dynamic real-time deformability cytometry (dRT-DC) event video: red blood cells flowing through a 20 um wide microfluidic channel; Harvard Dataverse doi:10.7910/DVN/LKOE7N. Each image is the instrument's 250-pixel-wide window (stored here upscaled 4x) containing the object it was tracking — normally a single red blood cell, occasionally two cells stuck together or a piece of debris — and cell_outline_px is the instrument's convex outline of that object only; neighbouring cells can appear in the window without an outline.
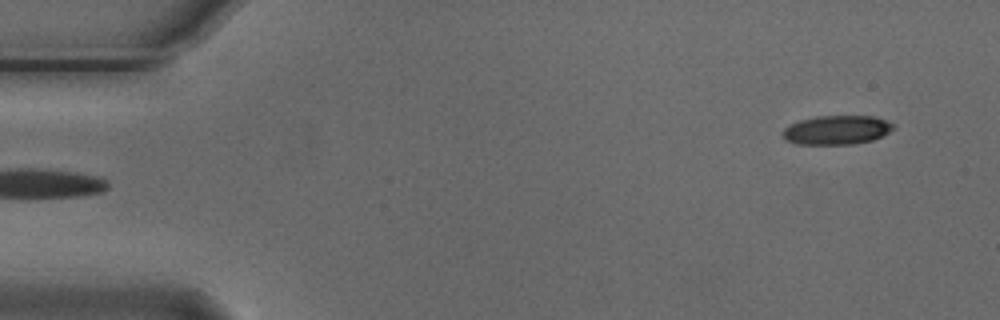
{"species": "Egyptian fruit bat (a non-hibernating species)", "species_latin": "Rousettus aegyptiacus", "temperature_condition": "cold", "stored_images_in_passage": 4, "segment_of_instrument_passage": [2, 2], "camera_frame_rate_fps": 3000, "um_per_image_px": 0.085, "animal": {"sex": "male"}, "frame": {"image": 1, "passage_image": 4, "time_ms": 1.0, "image_size_px": [1000, 320], "cell_outline_px": [[892, 128], [888, 132], [872, 140], [852, 144], [796, 144], [784, 140], [784, 128], [800, 120], [816, 116], [872, 116], [884, 120], [892, 124]], "centroid_in_image_um": [71.07, 11.05], "position_along_channel_um": 13.9, "area_um2": 18.38}}